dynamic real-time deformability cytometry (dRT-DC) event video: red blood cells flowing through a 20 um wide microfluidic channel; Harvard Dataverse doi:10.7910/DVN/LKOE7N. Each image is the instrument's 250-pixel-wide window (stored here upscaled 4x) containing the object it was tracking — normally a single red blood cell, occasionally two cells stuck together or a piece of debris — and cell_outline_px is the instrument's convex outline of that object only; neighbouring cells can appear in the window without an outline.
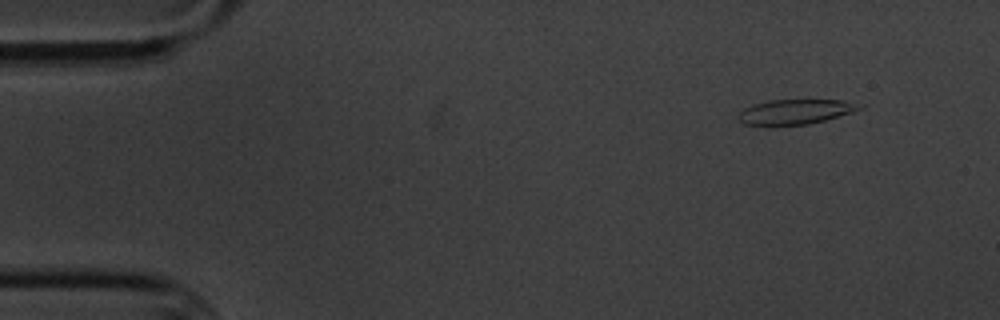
{"species": "common noctule bat (a hibernating species)", "species_latin": "Nyctalus noctula", "temperature_condition": "cold", "stored_images_in_passage": 4, "camera_frame_rate_fps": 3000, "um_per_image_px": 0.085, "animal": {"sex": "male", "body_mass_g": 20.1, "forearm_length_mm": 53.5}, "frame": {"image": 1, "passage_image": 1, "time_ms": 0.0, "image_size_px": [1000, 320], "cell_outline_px": [[864, 108], [852, 112], [824, 120], [808, 124], [768, 128], [764, 128], [744, 124], [736, 116], [744, 108], [752, 104], [768, 100], [840, 100], [864, 104]], "centroid_in_image_um": [67.52, 9.54], "position_along_channel_um": 17.5, "area_um2": 18.26}}